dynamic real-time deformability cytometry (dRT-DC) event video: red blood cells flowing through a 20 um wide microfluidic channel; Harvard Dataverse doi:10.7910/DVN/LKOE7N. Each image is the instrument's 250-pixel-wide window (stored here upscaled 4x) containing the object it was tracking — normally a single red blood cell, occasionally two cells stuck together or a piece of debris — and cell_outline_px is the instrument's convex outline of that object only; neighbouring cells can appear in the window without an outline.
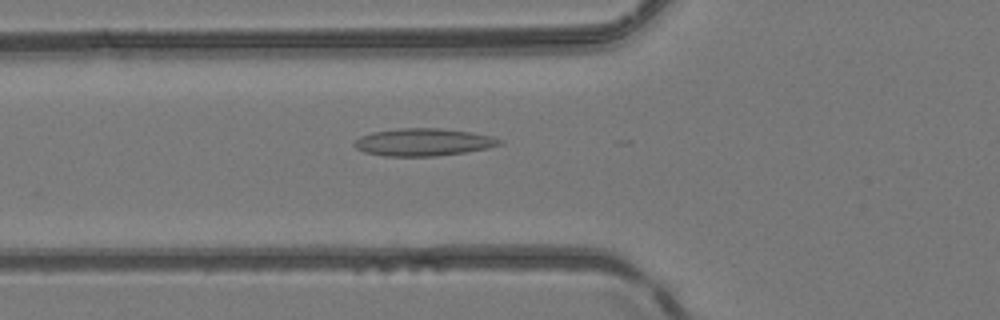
{"species": "common noctule bat (a hibernating species)", "species_latin": "Nyctalus noctula", "temperature_condition": "room temperature", "stored_images_in_passage": 15, "camera_frame_rate_fps": 3000, "um_per_image_px": 0.085, "animal": {"sex": "female", "body_mass_g": 24.6, "forearm_length_mm": 56.2}, "frame": {"image": 1, "passage_image": 5, "time_ms": 1.333, "image_size_px": [1000, 320], "cell_outline_px": [[504, 144], [488, 148], [464, 152], [436, 156], [384, 156], [364, 152], [356, 148], [352, 144], [360, 136], [372, 132], [400, 128], [440, 128], [472, 132], [492, 136], [500, 140]], "centroid_in_image_um": [35.98, 12.08], "position_along_channel_um": 89.8, "area_um2": 23.29}}
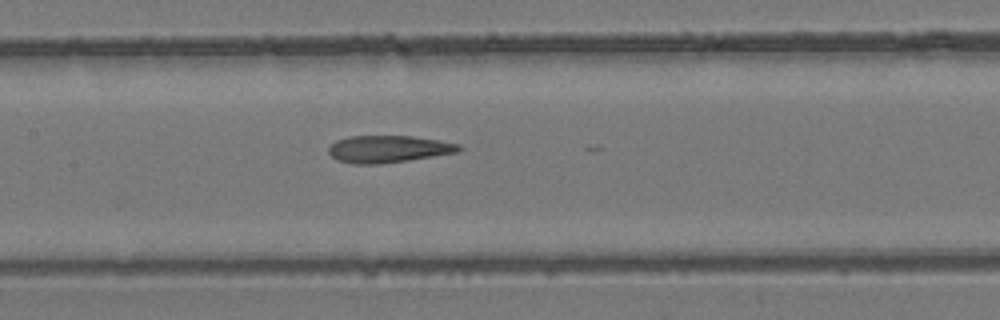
{"frame": {"image": 2, "passage_image": 11, "time_ms": 3.333, "image_size_px": [1000, 320], "cell_outline_px": [[464, 148], [456, 152], [408, 160], [380, 164], [352, 164], [336, 160], [328, 152], [328, 148], [336, 140], [348, 136], [412, 136], [460, 144]], "centroid_in_image_um": [32.97, 12.67], "position_along_channel_um": 174.4, "area_um2": 20.52}}
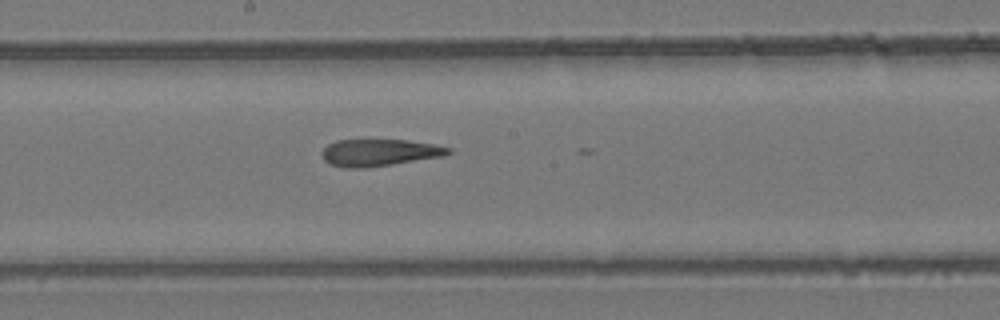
{"frame": {"image": 3, "passage_image": 14, "time_ms": 4.333, "image_size_px": [1000, 320], "cell_outline_px": [[452, 152], [444, 156], [392, 164], [364, 168], [344, 168], [328, 164], [324, 160], [320, 152], [328, 144], [336, 140], [408, 140], [432, 144], [452, 148]], "centroid_in_image_um": [32.21, 12.97], "position_along_channel_um": 216.0, "area_um2": 19.94}}